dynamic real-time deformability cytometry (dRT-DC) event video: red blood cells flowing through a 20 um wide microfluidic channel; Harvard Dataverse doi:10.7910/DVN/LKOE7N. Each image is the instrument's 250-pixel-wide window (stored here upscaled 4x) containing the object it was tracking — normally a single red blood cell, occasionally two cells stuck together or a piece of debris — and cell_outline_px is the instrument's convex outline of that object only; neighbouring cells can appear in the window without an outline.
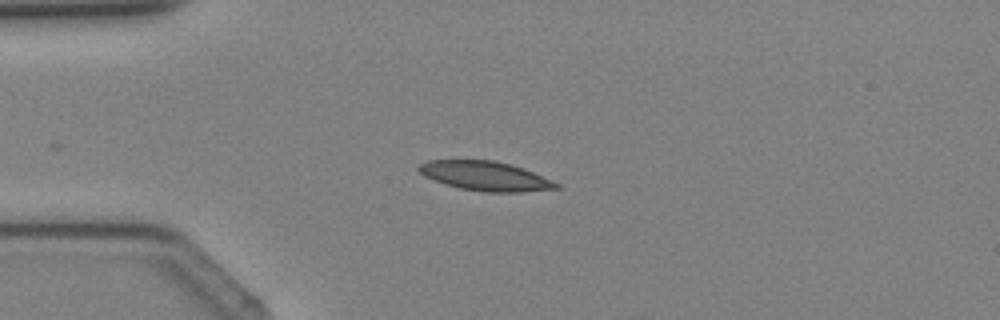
{"species": "Egyptian fruit bat (a non-hibernating species)", "species_latin": "Rousettus aegyptiacus", "temperature_condition": "cold", "stored_images_in_passage": 3, "camera_frame_rate_fps": 3000, "um_per_image_px": 0.085, "animal": {"sex": "female"}, "frame": {"image": 1, "passage_image": 3, "time_ms": 2.667, "image_size_px": [1000, 320], "cell_outline_px": [[560, 188], [524, 192], [484, 192], [460, 188], [424, 176], [416, 168], [420, 164], [428, 160], [496, 160], [524, 168], [560, 184]], "centroid_in_image_um": [41.28, 14.96], "position_along_channel_um": 43.7, "area_um2": 23.41}}